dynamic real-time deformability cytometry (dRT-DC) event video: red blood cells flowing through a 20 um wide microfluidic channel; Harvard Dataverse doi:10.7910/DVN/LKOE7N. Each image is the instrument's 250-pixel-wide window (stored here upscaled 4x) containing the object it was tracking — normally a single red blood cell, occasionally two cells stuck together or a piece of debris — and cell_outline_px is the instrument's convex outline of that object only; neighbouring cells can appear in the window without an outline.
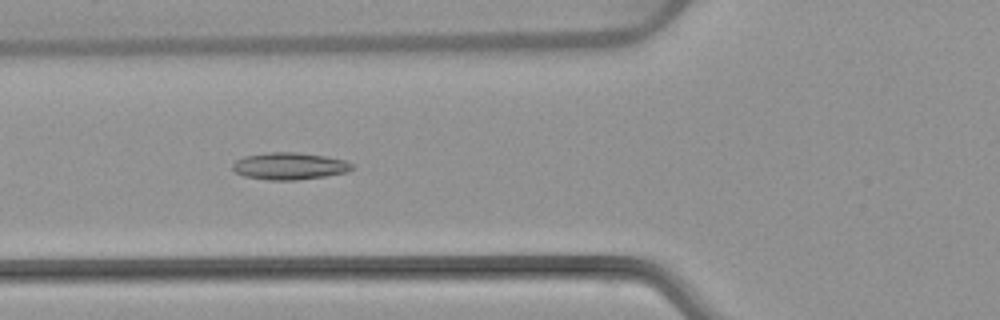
{"species": "common noctule bat (a hibernating species)", "species_latin": "Nyctalus noctula", "temperature_condition": "warm", "stored_images_in_passage": 36, "camera_frame_rate_fps": 3000, "um_per_image_px": 0.085, "animal": {"sex": "female", "body_mass_g": 22.7, "forearm_length_mm": 54.2}, "frame": {"image": 1, "passage_image": 7, "time_ms": 2.0, "image_size_px": [1000, 320], "cell_outline_px": [[356, 168], [348, 172], [324, 176], [296, 180], [268, 180], [244, 176], [236, 172], [232, 168], [232, 164], [236, 160], [244, 156], [268, 152], [296, 152], [324, 156], [344, 160], [352, 164]], "centroid_in_image_um": [24.61, 14.11], "position_along_channel_um": 101.2, "area_um2": 18.84}}
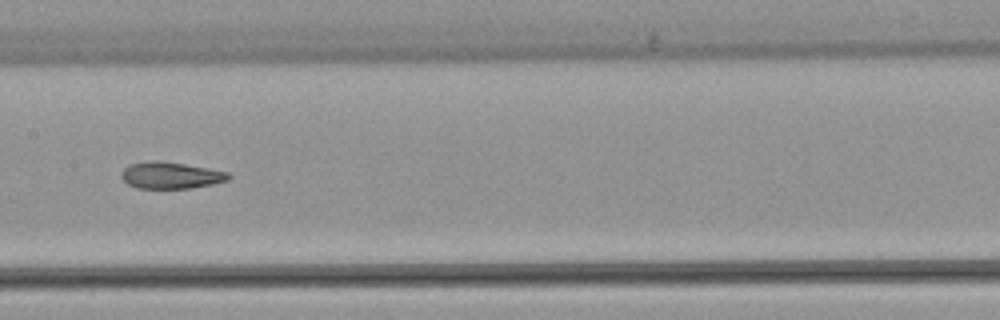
{"frame": {"image": 2, "passage_image": 14, "time_ms": 4.333, "image_size_px": [1000, 320], "cell_outline_px": [[232, 176], [228, 180], [212, 184], [192, 188], [136, 188], [128, 184], [120, 176], [120, 172], [128, 164], [148, 160], [156, 160], [184, 164], [208, 168], [228, 172]], "centroid_in_image_um": [14.48, 14.89], "position_along_channel_um": 192.9, "area_um2": 16.76}}
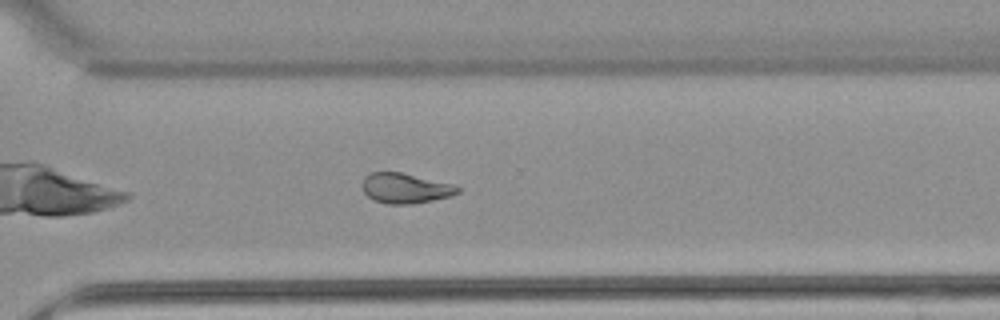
{"frame": {"image": 3, "passage_image": 25, "time_ms": 8.0, "image_size_px": [1000, 320], "cell_outline_px": [[460, 192], [452, 196], [412, 204], [388, 204], [372, 200], [364, 192], [360, 184], [364, 176], [368, 172], [400, 172], [456, 184], [460, 188]], "centroid_in_image_um": [34.44, 15.99], "position_along_channel_um": 336.2, "area_um2": 17.11}, "authors_computed_cell_mechanics": {"area_um2": 17.3689, "velocity_mm_per_s": 3.9222, "shape_relaxation_time_tau1_ms": null, "shape_relaxation_time_tau2_ms": 2.965, "deformation_change_tau1": null, "deformation_change_tau2": 0.1053}}